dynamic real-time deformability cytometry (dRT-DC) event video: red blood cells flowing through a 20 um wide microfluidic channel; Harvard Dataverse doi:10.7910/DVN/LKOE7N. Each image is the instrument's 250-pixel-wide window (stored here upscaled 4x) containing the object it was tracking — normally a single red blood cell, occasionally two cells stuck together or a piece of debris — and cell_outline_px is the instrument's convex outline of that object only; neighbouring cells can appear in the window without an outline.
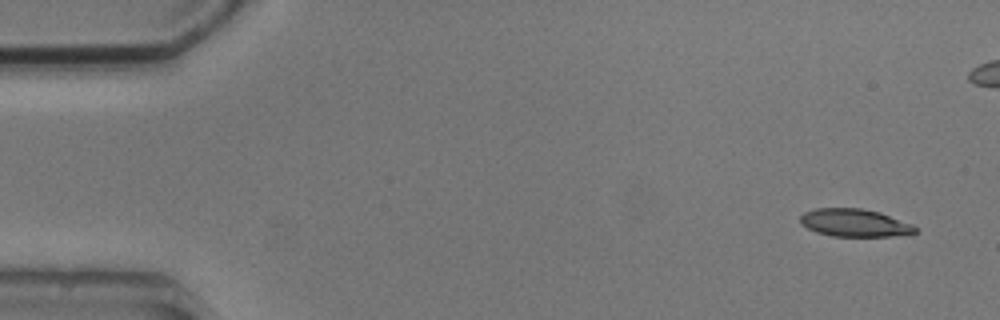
{"species": "common noctule bat (a hibernating species)", "species_latin": "Nyctalus noctula", "temperature_condition": "cold", "stored_images_in_passage": 5, "camera_frame_rate_fps": 3000, "um_per_image_px": 0.085, "animal": {"sex": "male", "body_mass_g": 20.5, "forearm_length_mm": 52.5}, "frame": {"image": 1, "passage_image": 1, "time_ms": 0.0, "image_size_px": [1000, 320], "cell_outline_px": [[916, 232], [892, 236], [832, 236], [816, 232], [800, 224], [800, 216], [804, 212], [816, 208], [860, 208], [880, 212], [912, 224], [916, 228]], "centroid_in_image_um": [72.6, 18.93], "position_along_channel_um": 12.4, "area_um2": 18.5}}